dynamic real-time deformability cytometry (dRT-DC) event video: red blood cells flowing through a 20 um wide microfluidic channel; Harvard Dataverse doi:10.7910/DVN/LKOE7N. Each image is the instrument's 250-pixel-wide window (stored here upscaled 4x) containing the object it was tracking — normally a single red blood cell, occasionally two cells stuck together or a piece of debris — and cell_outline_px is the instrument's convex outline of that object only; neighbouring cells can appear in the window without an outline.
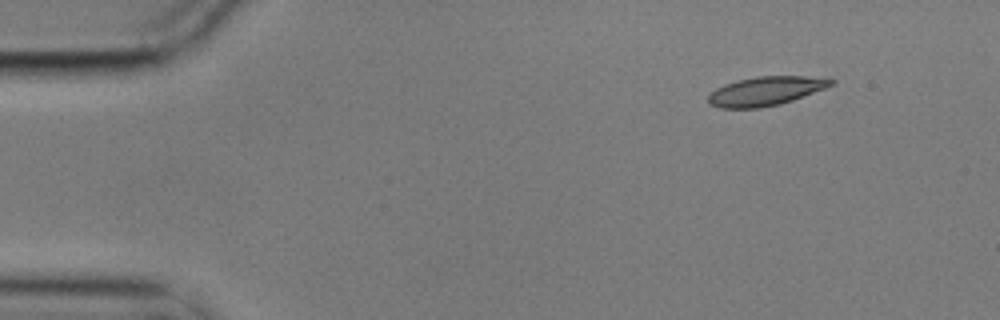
{"species": "common noctule bat (a hibernating species)", "species_latin": "Nyctalus noctula", "temperature_condition": "cold", "stored_images_in_passage": 3, "camera_frame_rate_fps": 3000, "um_per_image_px": 0.085, "animal": {"sex": "male", "body_mass_g": 17.9}, "frame": {"image": 1, "passage_image": 3, "time_ms": 0.667, "image_size_px": [1000, 320], "cell_outline_px": [[836, 84], [792, 100], [780, 104], [760, 108], [720, 108], [708, 104], [708, 96], [716, 88], [724, 84], [736, 80], [756, 76], [828, 76], [836, 80]], "centroid_in_image_um": [65.14, 7.72], "position_along_channel_um": 19.9, "area_um2": 21.1}}